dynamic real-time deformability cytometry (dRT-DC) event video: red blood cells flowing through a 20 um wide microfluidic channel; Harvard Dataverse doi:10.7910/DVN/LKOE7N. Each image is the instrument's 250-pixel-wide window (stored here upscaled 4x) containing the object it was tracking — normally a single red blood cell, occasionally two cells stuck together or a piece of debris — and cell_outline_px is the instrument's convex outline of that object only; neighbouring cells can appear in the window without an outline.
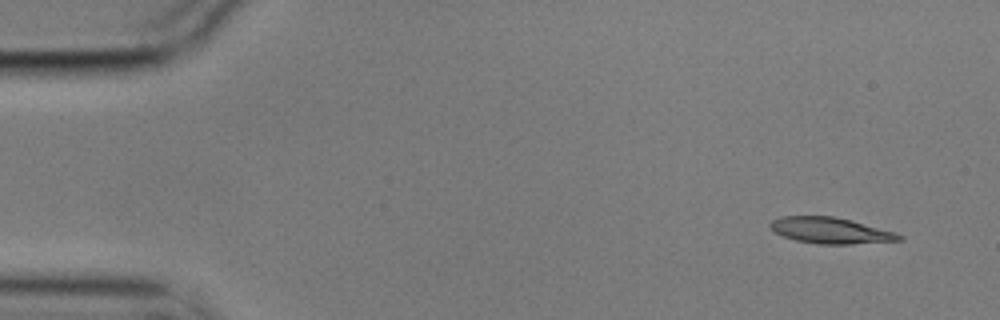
{"species": "common noctule bat (a hibernating species)", "species_latin": "Nyctalus noctula", "temperature_condition": "cold", "stored_images_in_passage": 2, "camera_frame_rate_fps": 3000, "um_per_image_px": 0.085, "animal": {"sex": "male", "body_mass_g": 17.9}, "frame": {"image": 1, "passage_image": 2, "time_ms": 0.333, "image_size_px": [1000, 320], "cell_outline_px": [[904, 240], [848, 244], [816, 244], [796, 240], [784, 236], [776, 232], [768, 224], [772, 220], [780, 216], [832, 216], [852, 220], [896, 232], [904, 236]], "centroid_in_image_um": [70.63, 19.59], "position_along_channel_um": 14.4, "area_um2": 19.59}}